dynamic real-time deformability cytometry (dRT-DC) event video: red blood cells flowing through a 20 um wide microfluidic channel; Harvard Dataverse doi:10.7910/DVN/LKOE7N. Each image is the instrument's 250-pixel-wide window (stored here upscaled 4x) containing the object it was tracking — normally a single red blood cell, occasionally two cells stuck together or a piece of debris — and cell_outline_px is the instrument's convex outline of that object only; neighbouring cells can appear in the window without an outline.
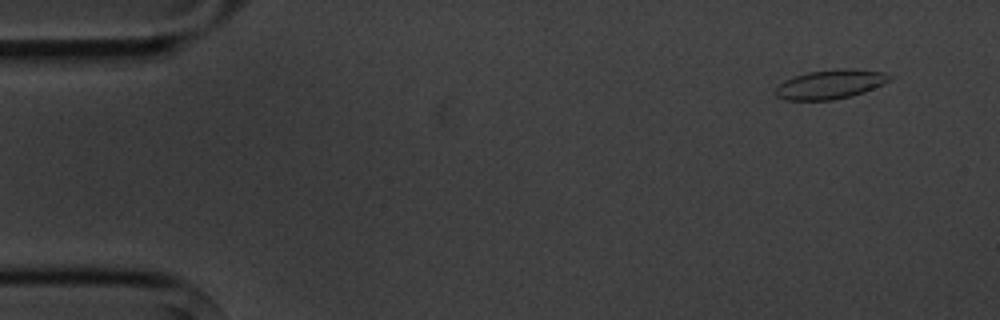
{"species": "common noctule bat (a hibernating species)", "species_latin": "Nyctalus noctula", "temperature_condition": "cold", "stored_images_in_passage": 15, "segment_of_instrument_passage": [1, 2], "camera_frame_rate_fps": 3000, "um_per_image_px": 0.085, "animal": {"sex": "male", "body_mass_g": 20.1, "forearm_length_mm": 53.5}, "frame": {"image": 1, "passage_image": 1, "time_ms": 0.0, "image_size_px": [1000, 320], "cell_outline_px": [[892, 76], [884, 84], [864, 92], [852, 96], [832, 100], [784, 100], [776, 96], [772, 92], [784, 80], [808, 72], [836, 68], [848, 68], [884, 72]], "centroid_in_image_um": [70.56, 7.17], "position_along_channel_um": 14.4, "area_um2": 19.54}}
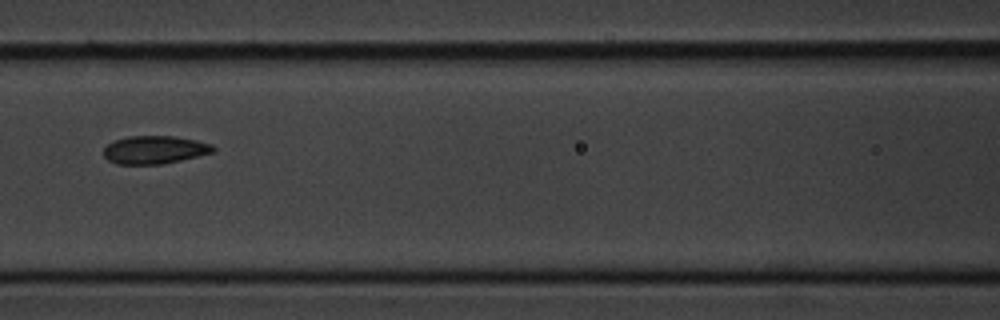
{"frame": {"image": 2, "passage_image": 6, "time_ms": 6.667, "image_size_px": [1000, 320], "cell_outline_px": [[216, 152], [164, 164], [116, 164], [108, 160], [104, 156], [104, 148], [112, 140], [128, 136], [176, 136], [196, 140], [212, 144], [216, 148]], "centroid_in_image_um": [13.16, 12.73], "position_along_channel_um": 153.4, "area_um2": 18.15}}
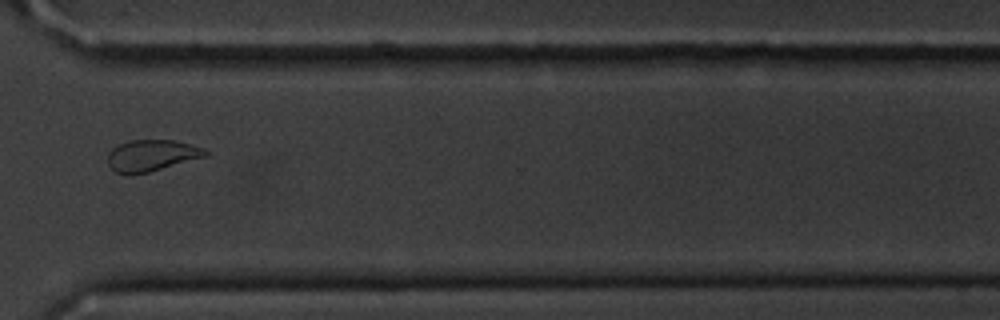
{"frame": {"image": 3, "passage_image": 11, "time_ms": 12.333, "image_size_px": [1000, 320], "cell_outline_px": [[208, 156], [148, 172], [116, 172], [108, 164], [108, 152], [112, 148], [120, 144], [132, 140], [172, 140], [204, 148], [208, 152]], "centroid_in_image_um": [12.92, 13.19], "position_along_channel_um": 357.7, "area_um2": 17.4}}